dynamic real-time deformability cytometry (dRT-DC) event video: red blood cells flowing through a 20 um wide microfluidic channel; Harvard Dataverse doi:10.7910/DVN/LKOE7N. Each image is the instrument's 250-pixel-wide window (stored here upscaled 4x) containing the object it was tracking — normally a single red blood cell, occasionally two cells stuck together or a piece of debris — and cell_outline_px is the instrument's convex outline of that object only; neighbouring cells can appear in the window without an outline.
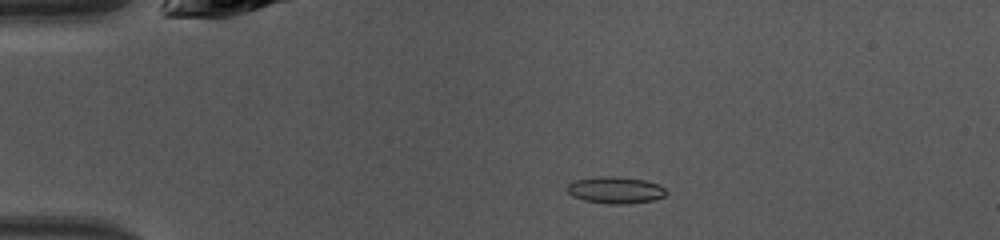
{"species": "common noctule bat (a hibernating species)", "species_latin": "Nyctalus noctula", "temperature_condition": "warm", "stored_images_in_passage": 41, "camera_frame_rate_fps": 3000, "um_per_image_px": 0.085, "animal": {"sex": "female", "body_mass_g": 10.0, "forearm_length_mm": 53.1}, "frame": {"image": 1, "passage_image": 5, "time_ms": 1.333, "image_size_px": [1000, 240], "cell_outline_px": [[668, 192], [664, 196], [652, 200], [628, 204], [608, 204], [584, 200], [572, 196], [568, 192], [568, 184], [576, 180], [604, 176], [616, 176], [644, 180], [660, 184]], "centroid_in_image_um": [52.34, 16.16], "position_along_channel_um": 32.7, "area_um2": 15.37}}
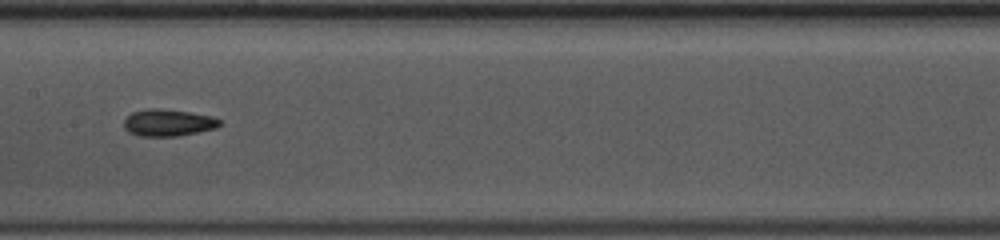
{"frame": {"image": 2, "passage_image": 19, "time_ms": 6.0, "image_size_px": [1000, 240], "cell_outline_px": [[220, 124], [216, 128], [180, 136], [140, 136], [128, 132], [124, 128], [124, 120], [132, 112], [148, 108], [160, 108], [188, 112], [212, 116], [220, 120]], "centroid_in_image_um": [14.27, 10.43], "position_along_channel_um": 193.1, "area_um2": 15.03}}
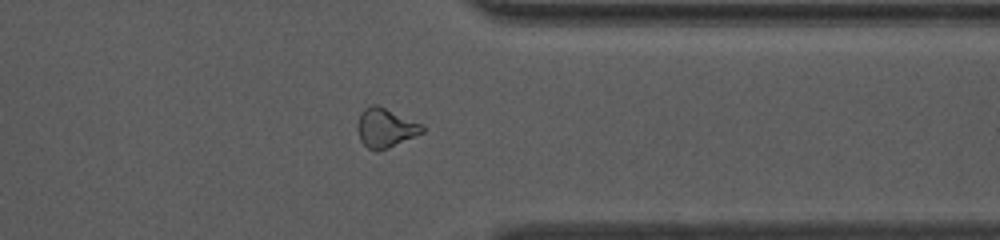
{"frame": {"image": 3, "passage_image": 32, "time_ms": 10.333, "image_size_px": [1000, 240], "cell_outline_px": [[424, 132], [380, 152], [376, 152], [368, 148], [360, 140], [356, 128], [360, 112], [364, 108], [372, 104], [376, 104], [424, 124]], "centroid_in_image_um": [32.76, 10.87], "position_along_channel_um": 378.6, "area_um2": 15.09}, "authors_computed_cell_mechanics": {"area_um2": 14.6234, "velocity_mm_per_s": 4.3596, "shape_relaxation_time_tau1_ms": 7.801, "shape_relaxation_time_tau2_ms": 6.0572, "deformation_change_tau1": 0.1808, "deformation_change_tau2": 0.0869}}